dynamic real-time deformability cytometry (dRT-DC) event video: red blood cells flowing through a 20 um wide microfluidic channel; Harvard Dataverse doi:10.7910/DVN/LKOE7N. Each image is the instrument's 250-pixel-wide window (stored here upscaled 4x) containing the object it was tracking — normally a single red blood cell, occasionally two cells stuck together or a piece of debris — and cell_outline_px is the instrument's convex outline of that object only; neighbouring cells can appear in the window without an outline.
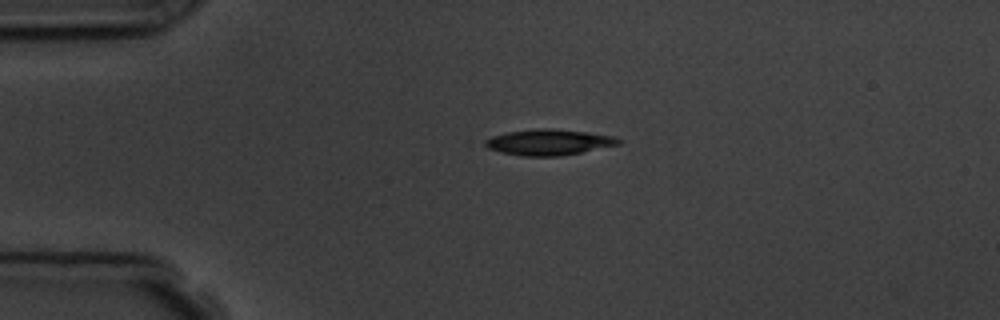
{"species": "common noctule bat (a hibernating species)", "species_latin": "Nyctalus noctula", "temperature_condition": "room temperature", "stored_images_in_passage": 3, "camera_frame_rate_fps": 3000, "um_per_image_px": 0.085, "animal": {"sex": "male", "body_mass_g": 19.5, "forearm_length_mm": 54.6}, "frame": {"image": 1, "passage_image": 2, "time_ms": 1.333, "image_size_px": [1000, 320], "cell_outline_px": [[620, 144], [560, 156], [524, 156], [500, 152], [488, 148], [480, 144], [484, 140], [492, 136], [508, 132], [536, 128], [552, 128], [584, 132], [612, 136], [620, 140]], "centroid_in_image_um": [46.56, 12.09], "position_along_channel_um": 38.4, "area_um2": 19.94}}